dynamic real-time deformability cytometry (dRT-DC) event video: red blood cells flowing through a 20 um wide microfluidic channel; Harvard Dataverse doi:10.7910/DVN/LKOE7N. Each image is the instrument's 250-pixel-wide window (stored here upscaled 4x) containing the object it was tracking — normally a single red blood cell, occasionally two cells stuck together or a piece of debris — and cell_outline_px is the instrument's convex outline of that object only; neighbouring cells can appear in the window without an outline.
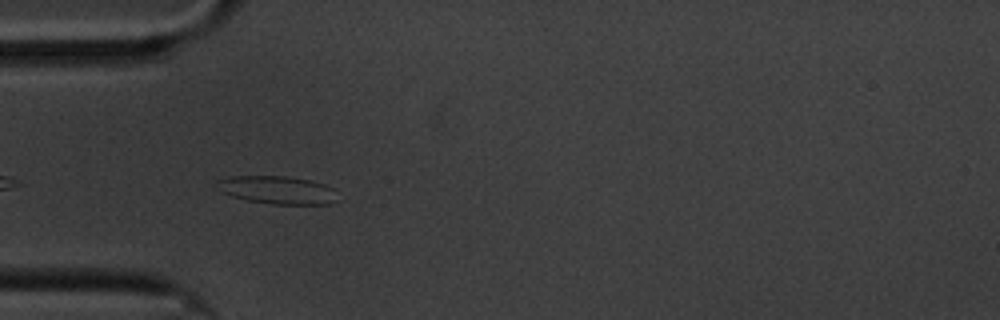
{"species": "common noctule bat (a hibernating species)", "species_latin": "Nyctalus noctula", "temperature_condition": "cold", "stored_images_in_passage": 9, "camera_frame_rate_fps": 3000, "um_per_image_px": 0.085, "animal": {"sex": "male", "body_mass_g": 20.1, "forearm_length_mm": 53.5}, "frame": {"image": 1, "passage_image": 4, "time_ms": 1.0, "image_size_px": [1000, 320], "cell_outline_px": [[336, 200], [332, 204], [272, 204], [248, 200], [232, 196], [220, 192], [216, 188], [216, 180], [232, 176], [288, 176], [308, 180], [324, 184], [332, 188]], "centroid_in_image_um": [23.52, 16.14], "position_along_channel_um": 61.5, "area_um2": 19.59}}